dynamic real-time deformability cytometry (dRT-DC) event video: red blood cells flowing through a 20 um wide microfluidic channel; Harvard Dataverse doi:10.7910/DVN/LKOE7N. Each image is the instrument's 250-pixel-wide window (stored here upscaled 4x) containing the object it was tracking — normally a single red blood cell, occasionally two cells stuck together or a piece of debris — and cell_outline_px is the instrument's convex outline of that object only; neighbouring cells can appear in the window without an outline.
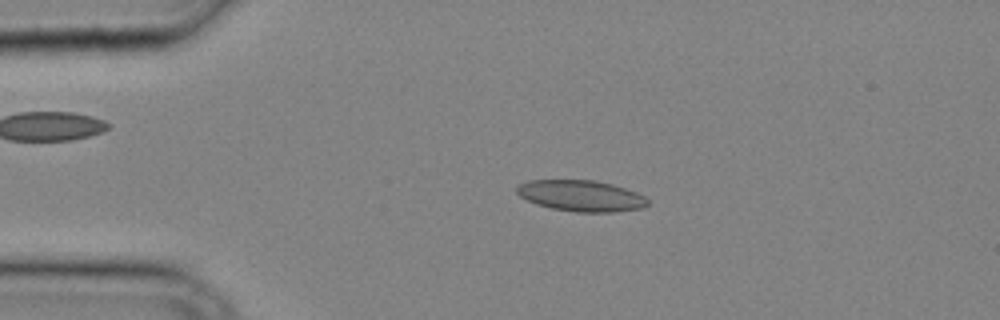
{"species": "common noctule bat (a hibernating species)", "species_latin": "Nyctalus noctula", "temperature_condition": "cold", "stored_images_in_passage": 30, "camera_frame_rate_fps": 3000, "um_per_image_px": 0.085, "animal": {"sex": "male", "body_mass_g": 20.4}, "frame": {"image": 1, "passage_image": 5, "time_ms": 1.333, "image_size_px": [1000, 320], "cell_outline_px": [[648, 204], [644, 208], [616, 212], [576, 212], [552, 208], [536, 204], [520, 196], [516, 192], [516, 188], [520, 184], [528, 180], [596, 180], [612, 184], [636, 192], [644, 196], [648, 200]], "centroid_in_image_um": [49.41, 16.64], "position_along_channel_um": 35.6, "area_um2": 23.76}}
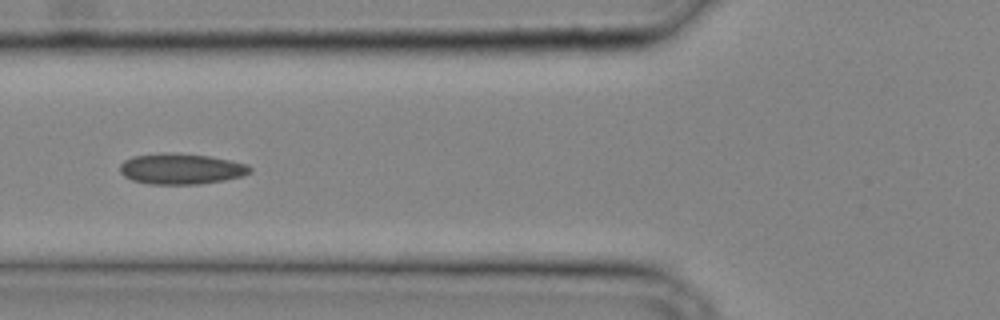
{"frame": {"image": 2, "passage_image": 11, "time_ms": 3.333, "image_size_px": [1000, 320], "cell_outline_px": [[252, 172], [240, 176], [224, 180], [200, 184], [148, 184], [132, 180], [124, 176], [120, 172], [120, 164], [124, 160], [132, 156], [160, 152], [180, 152], [208, 156], [248, 164], [252, 168]], "centroid_in_image_um": [15.36, 14.34], "position_along_channel_um": 110.4, "area_um2": 23.58}}
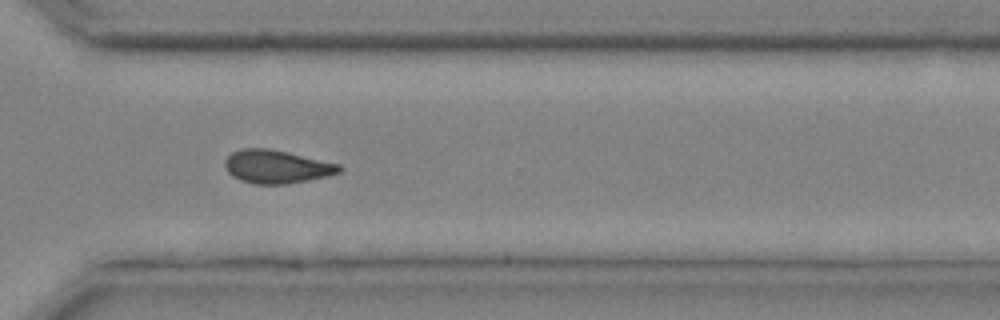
{"frame": {"image": 3, "passage_image": 24, "time_ms": 7.667, "image_size_px": [1000, 320], "cell_outline_px": [[344, 168], [340, 172], [328, 176], [288, 184], [252, 184], [240, 180], [232, 176], [224, 168], [224, 160], [232, 152], [240, 148], [268, 148], [288, 152], [340, 164]], "centroid_in_image_um": [23.5, 14.17], "position_along_channel_um": 347.1, "area_um2": 22.43}}